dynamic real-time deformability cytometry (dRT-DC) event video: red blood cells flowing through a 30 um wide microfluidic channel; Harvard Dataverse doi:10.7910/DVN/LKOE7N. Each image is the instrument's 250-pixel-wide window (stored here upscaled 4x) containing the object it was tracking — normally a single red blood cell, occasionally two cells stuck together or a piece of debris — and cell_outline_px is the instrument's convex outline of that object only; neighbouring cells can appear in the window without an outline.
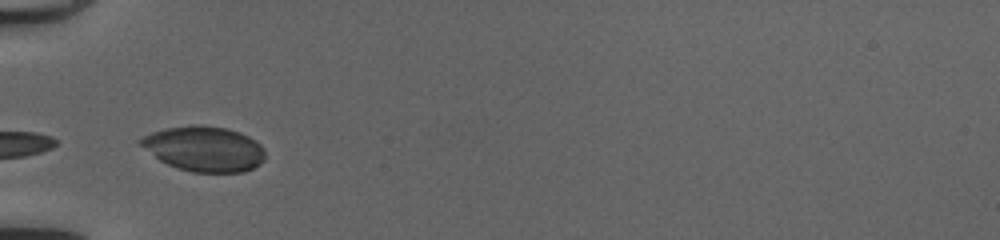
{"species": "common noctule bat (a hibernating species)", "species_latin": "Nyctalus noctula", "temperature_condition": "cold", "stored_images_in_passage": 14, "camera_frame_rate_fps": 3000, "um_per_image_px": 0.085, "animal": {"sex": "female", "body_mass_g": 20.0, "forearm_length_mm": 54.0}, "frame": {"image": 1, "passage_image": 1, "time_ms": 0.0, "image_size_px": [1000, 240], "cell_outline_px": [[264, 160], [260, 164], [244, 172], [192, 172], [176, 168], [160, 160], [140, 144], [136, 140], [152, 132], [164, 128], [192, 124], [200, 124], [228, 128], [240, 132], [256, 140], [264, 148]], "centroid_in_image_um": [17.37, 12.63], "position_along_channel_um": 67.6, "area_um2": 32.95}}